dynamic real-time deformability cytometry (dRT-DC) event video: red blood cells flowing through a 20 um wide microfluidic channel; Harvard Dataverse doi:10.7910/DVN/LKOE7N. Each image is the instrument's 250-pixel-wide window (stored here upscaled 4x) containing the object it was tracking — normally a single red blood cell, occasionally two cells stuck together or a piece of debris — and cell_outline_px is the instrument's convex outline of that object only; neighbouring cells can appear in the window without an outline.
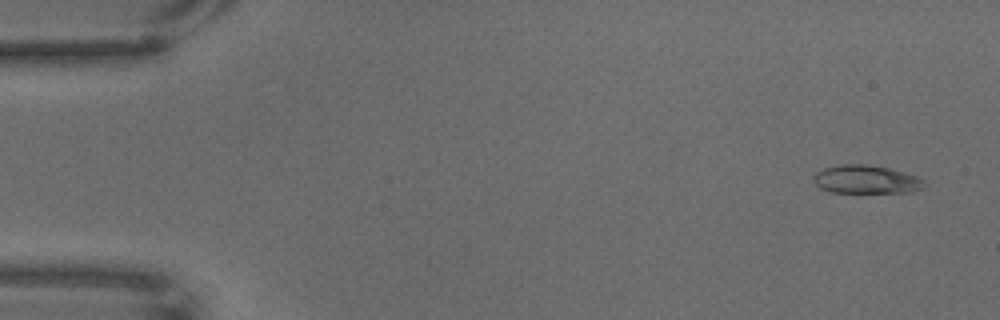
{"species": "common noctule bat (a hibernating species)", "species_latin": "Nyctalus noctula", "temperature_condition": "warm", "stored_images_in_passage": 24, "camera_frame_rate_fps": 3000, "um_per_image_px": 0.085, "animal": {"sex": "male", "body_mass_g": 18.8}, "frame": {"image": 1, "passage_image": 4, "time_ms": 1.0, "image_size_px": [1000, 320], "cell_outline_px": [[924, 188], [912, 192], [832, 192], [820, 188], [812, 180], [812, 176], [816, 172], [824, 168], [840, 164], [864, 164], [888, 168], [916, 176], [924, 180]], "centroid_in_image_um": [73.59, 15.25], "position_along_channel_um": 11.4, "area_um2": 18.21}}
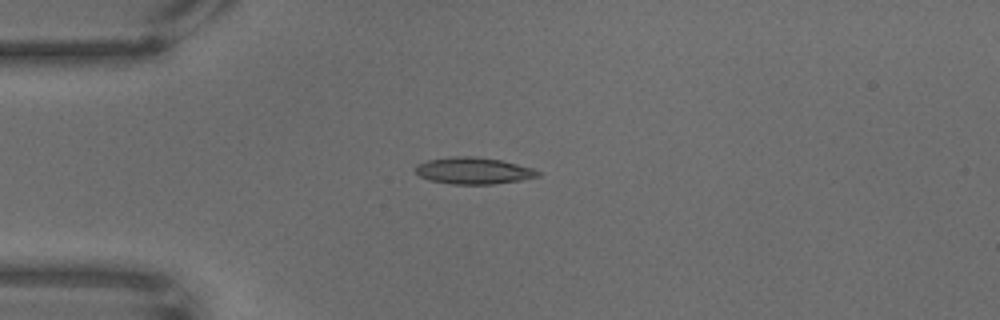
{"frame": {"image": 2, "passage_image": 18, "time_ms": 5.667, "image_size_px": [1000, 320], "cell_outline_px": [[540, 176], [520, 180], [492, 184], [452, 184], [428, 180], [420, 176], [412, 168], [416, 164], [428, 160], [448, 156], [472, 156], [500, 160], [532, 168], [540, 172]], "centroid_in_image_um": [40.18, 14.51], "position_along_channel_um": 44.8, "area_um2": 19.07}}
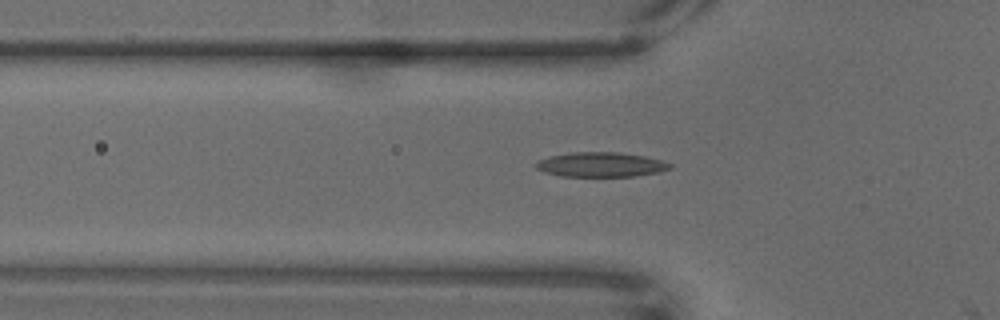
{"frame": {"image": 3, "passage_image": 23, "time_ms": 7.333, "image_size_px": [1000, 320], "cell_outline_px": [[672, 168], [660, 172], [632, 176], [560, 176], [544, 172], [536, 168], [532, 164], [548, 156], [572, 152], [616, 152], [644, 156], [660, 160], [672, 164]], "centroid_in_image_um": [51.04, 13.99], "position_along_channel_um": 74.8, "area_um2": 19.25}}